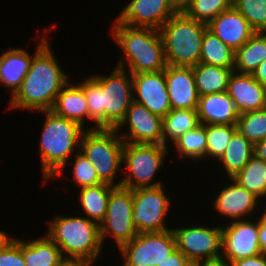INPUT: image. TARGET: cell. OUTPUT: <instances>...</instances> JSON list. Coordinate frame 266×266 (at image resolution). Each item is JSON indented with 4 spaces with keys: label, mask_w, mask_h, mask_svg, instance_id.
<instances>
[{
    "label": "cell",
    "mask_w": 266,
    "mask_h": 266,
    "mask_svg": "<svg viewBox=\"0 0 266 266\" xmlns=\"http://www.w3.org/2000/svg\"><path fill=\"white\" fill-rule=\"evenodd\" d=\"M227 93L240 113L266 107V87L256 81L252 74L233 71L229 78Z\"/></svg>",
    "instance_id": "44dd1931"
},
{
    "label": "cell",
    "mask_w": 266,
    "mask_h": 266,
    "mask_svg": "<svg viewBox=\"0 0 266 266\" xmlns=\"http://www.w3.org/2000/svg\"><path fill=\"white\" fill-rule=\"evenodd\" d=\"M51 46L49 41L33 57L20 88L9 98L7 109L33 113L51 111L58 93L72 79L62 68Z\"/></svg>",
    "instance_id": "7a4b0ae2"
},
{
    "label": "cell",
    "mask_w": 266,
    "mask_h": 266,
    "mask_svg": "<svg viewBox=\"0 0 266 266\" xmlns=\"http://www.w3.org/2000/svg\"><path fill=\"white\" fill-rule=\"evenodd\" d=\"M243 188L256 195L266 206V161L253 155L245 167L233 177Z\"/></svg>",
    "instance_id": "1f68e13d"
},
{
    "label": "cell",
    "mask_w": 266,
    "mask_h": 266,
    "mask_svg": "<svg viewBox=\"0 0 266 266\" xmlns=\"http://www.w3.org/2000/svg\"><path fill=\"white\" fill-rule=\"evenodd\" d=\"M236 124L206 125V161L215 163L224 154L225 149L237 132Z\"/></svg>",
    "instance_id": "d6a6232c"
},
{
    "label": "cell",
    "mask_w": 266,
    "mask_h": 266,
    "mask_svg": "<svg viewBox=\"0 0 266 266\" xmlns=\"http://www.w3.org/2000/svg\"><path fill=\"white\" fill-rule=\"evenodd\" d=\"M56 27L54 24L52 27H46L42 31V38L39 42H36L35 51L29 53L22 47H11L0 54V85L5 87V90L10 93L12 97L16 91L20 88L22 81L30 69V65L33 57L49 42L47 33ZM48 31V32H47Z\"/></svg>",
    "instance_id": "e0dca14e"
},
{
    "label": "cell",
    "mask_w": 266,
    "mask_h": 266,
    "mask_svg": "<svg viewBox=\"0 0 266 266\" xmlns=\"http://www.w3.org/2000/svg\"><path fill=\"white\" fill-rule=\"evenodd\" d=\"M266 59V32H256L241 48L235 51L234 71L252 74Z\"/></svg>",
    "instance_id": "f1b7e54d"
},
{
    "label": "cell",
    "mask_w": 266,
    "mask_h": 266,
    "mask_svg": "<svg viewBox=\"0 0 266 266\" xmlns=\"http://www.w3.org/2000/svg\"><path fill=\"white\" fill-rule=\"evenodd\" d=\"M109 73L76 80L88 103L90 130L115 129L133 102L132 74L116 66Z\"/></svg>",
    "instance_id": "6da1fadb"
},
{
    "label": "cell",
    "mask_w": 266,
    "mask_h": 266,
    "mask_svg": "<svg viewBox=\"0 0 266 266\" xmlns=\"http://www.w3.org/2000/svg\"><path fill=\"white\" fill-rule=\"evenodd\" d=\"M166 185L142 187L132 190V224L138 233L162 232L171 229L166 220L172 209V201ZM170 211V212H169Z\"/></svg>",
    "instance_id": "9c48e42d"
},
{
    "label": "cell",
    "mask_w": 266,
    "mask_h": 266,
    "mask_svg": "<svg viewBox=\"0 0 266 266\" xmlns=\"http://www.w3.org/2000/svg\"><path fill=\"white\" fill-rule=\"evenodd\" d=\"M207 25L208 29L234 51L241 48L256 33L233 6L220 13Z\"/></svg>",
    "instance_id": "ffe728a7"
},
{
    "label": "cell",
    "mask_w": 266,
    "mask_h": 266,
    "mask_svg": "<svg viewBox=\"0 0 266 266\" xmlns=\"http://www.w3.org/2000/svg\"><path fill=\"white\" fill-rule=\"evenodd\" d=\"M116 187L101 183L95 186L84 187L77 193V203H79L82 213L79 215L85 216L100 225L107 214V206L109 196Z\"/></svg>",
    "instance_id": "d4e9b609"
},
{
    "label": "cell",
    "mask_w": 266,
    "mask_h": 266,
    "mask_svg": "<svg viewBox=\"0 0 266 266\" xmlns=\"http://www.w3.org/2000/svg\"><path fill=\"white\" fill-rule=\"evenodd\" d=\"M257 219V220H256ZM222 222V255L228 263L262 253L259 245L258 217Z\"/></svg>",
    "instance_id": "5bb4252c"
},
{
    "label": "cell",
    "mask_w": 266,
    "mask_h": 266,
    "mask_svg": "<svg viewBox=\"0 0 266 266\" xmlns=\"http://www.w3.org/2000/svg\"><path fill=\"white\" fill-rule=\"evenodd\" d=\"M253 155L254 145L237 131L225 149L224 154L216 162V167H220L217 168L218 170L220 169L218 174L221 172L225 174L219 176L222 178L225 176L226 179L233 178L245 167ZM221 169L223 170L221 171Z\"/></svg>",
    "instance_id": "cb8c5ba5"
},
{
    "label": "cell",
    "mask_w": 266,
    "mask_h": 266,
    "mask_svg": "<svg viewBox=\"0 0 266 266\" xmlns=\"http://www.w3.org/2000/svg\"><path fill=\"white\" fill-rule=\"evenodd\" d=\"M34 240L22 239L26 266H57L64 257L60 248L43 232Z\"/></svg>",
    "instance_id": "484cf974"
},
{
    "label": "cell",
    "mask_w": 266,
    "mask_h": 266,
    "mask_svg": "<svg viewBox=\"0 0 266 266\" xmlns=\"http://www.w3.org/2000/svg\"><path fill=\"white\" fill-rule=\"evenodd\" d=\"M41 114L45 119L39 133L38 154L43 178L40 183L45 185L52 179H60L65 167H69V160L79 151L86 129L75 121L56 116L52 111H41Z\"/></svg>",
    "instance_id": "3957f363"
},
{
    "label": "cell",
    "mask_w": 266,
    "mask_h": 266,
    "mask_svg": "<svg viewBox=\"0 0 266 266\" xmlns=\"http://www.w3.org/2000/svg\"><path fill=\"white\" fill-rule=\"evenodd\" d=\"M229 266H266V253L234 260Z\"/></svg>",
    "instance_id": "ab89813d"
},
{
    "label": "cell",
    "mask_w": 266,
    "mask_h": 266,
    "mask_svg": "<svg viewBox=\"0 0 266 266\" xmlns=\"http://www.w3.org/2000/svg\"><path fill=\"white\" fill-rule=\"evenodd\" d=\"M200 63L234 69L235 51L207 29L202 39Z\"/></svg>",
    "instance_id": "4dcf8cb0"
},
{
    "label": "cell",
    "mask_w": 266,
    "mask_h": 266,
    "mask_svg": "<svg viewBox=\"0 0 266 266\" xmlns=\"http://www.w3.org/2000/svg\"><path fill=\"white\" fill-rule=\"evenodd\" d=\"M230 7L227 0H190L181 10L188 17L208 24Z\"/></svg>",
    "instance_id": "e575fe53"
},
{
    "label": "cell",
    "mask_w": 266,
    "mask_h": 266,
    "mask_svg": "<svg viewBox=\"0 0 266 266\" xmlns=\"http://www.w3.org/2000/svg\"><path fill=\"white\" fill-rule=\"evenodd\" d=\"M177 226L172 230L177 249L191 262L210 260L222 255V224L210 226L208 222ZM208 223V225H207Z\"/></svg>",
    "instance_id": "30bf717a"
},
{
    "label": "cell",
    "mask_w": 266,
    "mask_h": 266,
    "mask_svg": "<svg viewBox=\"0 0 266 266\" xmlns=\"http://www.w3.org/2000/svg\"><path fill=\"white\" fill-rule=\"evenodd\" d=\"M172 109H197L199 95L192 67L167 65L164 69Z\"/></svg>",
    "instance_id": "d6986e66"
},
{
    "label": "cell",
    "mask_w": 266,
    "mask_h": 266,
    "mask_svg": "<svg viewBox=\"0 0 266 266\" xmlns=\"http://www.w3.org/2000/svg\"><path fill=\"white\" fill-rule=\"evenodd\" d=\"M198 125L197 109H171L162 119L163 145L169 147L178 137Z\"/></svg>",
    "instance_id": "83f0119b"
},
{
    "label": "cell",
    "mask_w": 266,
    "mask_h": 266,
    "mask_svg": "<svg viewBox=\"0 0 266 266\" xmlns=\"http://www.w3.org/2000/svg\"><path fill=\"white\" fill-rule=\"evenodd\" d=\"M94 263L84 258L63 257L57 266H93Z\"/></svg>",
    "instance_id": "b9f144b4"
},
{
    "label": "cell",
    "mask_w": 266,
    "mask_h": 266,
    "mask_svg": "<svg viewBox=\"0 0 266 266\" xmlns=\"http://www.w3.org/2000/svg\"><path fill=\"white\" fill-rule=\"evenodd\" d=\"M208 25L181 9L160 29L167 65L193 67L200 63L201 45Z\"/></svg>",
    "instance_id": "8992f818"
},
{
    "label": "cell",
    "mask_w": 266,
    "mask_h": 266,
    "mask_svg": "<svg viewBox=\"0 0 266 266\" xmlns=\"http://www.w3.org/2000/svg\"><path fill=\"white\" fill-rule=\"evenodd\" d=\"M169 151L165 145L124 142L120 187L133 190L163 185L165 181L156 179V175L166 164Z\"/></svg>",
    "instance_id": "ba28073f"
},
{
    "label": "cell",
    "mask_w": 266,
    "mask_h": 266,
    "mask_svg": "<svg viewBox=\"0 0 266 266\" xmlns=\"http://www.w3.org/2000/svg\"><path fill=\"white\" fill-rule=\"evenodd\" d=\"M254 155L266 161V138L254 145Z\"/></svg>",
    "instance_id": "f6af8a7d"
},
{
    "label": "cell",
    "mask_w": 266,
    "mask_h": 266,
    "mask_svg": "<svg viewBox=\"0 0 266 266\" xmlns=\"http://www.w3.org/2000/svg\"><path fill=\"white\" fill-rule=\"evenodd\" d=\"M133 101L164 117L172 109L164 70L132 74Z\"/></svg>",
    "instance_id": "ac0fdd59"
},
{
    "label": "cell",
    "mask_w": 266,
    "mask_h": 266,
    "mask_svg": "<svg viewBox=\"0 0 266 266\" xmlns=\"http://www.w3.org/2000/svg\"><path fill=\"white\" fill-rule=\"evenodd\" d=\"M233 7L256 32H266V0H238Z\"/></svg>",
    "instance_id": "8d00e7d4"
},
{
    "label": "cell",
    "mask_w": 266,
    "mask_h": 266,
    "mask_svg": "<svg viewBox=\"0 0 266 266\" xmlns=\"http://www.w3.org/2000/svg\"><path fill=\"white\" fill-rule=\"evenodd\" d=\"M0 266H26L22 238L10 236L4 230H0Z\"/></svg>",
    "instance_id": "74e56055"
},
{
    "label": "cell",
    "mask_w": 266,
    "mask_h": 266,
    "mask_svg": "<svg viewBox=\"0 0 266 266\" xmlns=\"http://www.w3.org/2000/svg\"><path fill=\"white\" fill-rule=\"evenodd\" d=\"M223 181V183L218 182V184L222 186L223 184L225 185V182L228 183L224 187H219L220 189H218L215 198L213 196V200L210 203H212V211H216H213V213H218L222 218L227 219V221L225 219L222 220L224 224L235 220L254 218V216L258 217L262 213L260 210L264 211L266 209L264 202L250 191L241 187L233 178H229V180L224 178ZM256 210L261 213H257Z\"/></svg>",
    "instance_id": "4fadbf2b"
},
{
    "label": "cell",
    "mask_w": 266,
    "mask_h": 266,
    "mask_svg": "<svg viewBox=\"0 0 266 266\" xmlns=\"http://www.w3.org/2000/svg\"><path fill=\"white\" fill-rule=\"evenodd\" d=\"M192 263L176 249L167 258L157 266H191Z\"/></svg>",
    "instance_id": "f35d334b"
},
{
    "label": "cell",
    "mask_w": 266,
    "mask_h": 266,
    "mask_svg": "<svg viewBox=\"0 0 266 266\" xmlns=\"http://www.w3.org/2000/svg\"><path fill=\"white\" fill-rule=\"evenodd\" d=\"M174 3L181 9L190 0H173Z\"/></svg>",
    "instance_id": "bcb514c9"
},
{
    "label": "cell",
    "mask_w": 266,
    "mask_h": 266,
    "mask_svg": "<svg viewBox=\"0 0 266 266\" xmlns=\"http://www.w3.org/2000/svg\"><path fill=\"white\" fill-rule=\"evenodd\" d=\"M237 130L253 145L266 138V107L241 113Z\"/></svg>",
    "instance_id": "836d02e7"
},
{
    "label": "cell",
    "mask_w": 266,
    "mask_h": 266,
    "mask_svg": "<svg viewBox=\"0 0 266 266\" xmlns=\"http://www.w3.org/2000/svg\"><path fill=\"white\" fill-rule=\"evenodd\" d=\"M162 119V117L151 113L144 105L133 101L124 119L115 130L123 141L127 143L163 145ZM125 127L126 130L124 129Z\"/></svg>",
    "instance_id": "9a60e30c"
},
{
    "label": "cell",
    "mask_w": 266,
    "mask_h": 266,
    "mask_svg": "<svg viewBox=\"0 0 266 266\" xmlns=\"http://www.w3.org/2000/svg\"><path fill=\"white\" fill-rule=\"evenodd\" d=\"M191 266H229V263L223 257H219L216 259L196 261Z\"/></svg>",
    "instance_id": "ee69618b"
},
{
    "label": "cell",
    "mask_w": 266,
    "mask_h": 266,
    "mask_svg": "<svg viewBox=\"0 0 266 266\" xmlns=\"http://www.w3.org/2000/svg\"><path fill=\"white\" fill-rule=\"evenodd\" d=\"M199 96L227 92L229 78L234 69L198 63L192 67Z\"/></svg>",
    "instance_id": "4316f807"
},
{
    "label": "cell",
    "mask_w": 266,
    "mask_h": 266,
    "mask_svg": "<svg viewBox=\"0 0 266 266\" xmlns=\"http://www.w3.org/2000/svg\"><path fill=\"white\" fill-rule=\"evenodd\" d=\"M109 28L110 37L121 49L116 67L131 74L158 72L167 67L158 29L127 26L116 18Z\"/></svg>",
    "instance_id": "277c9868"
},
{
    "label": "cell",
    "mask_w": 266,
    "mask_h": 266,
    "mask_svg": "<svg viewBox=\"0 0 266 266\" xmlns=\"http://www.w3.org/2000/svg\"><path fill=\"white\" fill-rule=\"evenodd\" d=\"M197 114L200 124H237L240 112L227 92L199 96Z\"/></svg>",
    "instance_id": "603a6c76"
},
{
    "label": "cell",
    "mask_w": 266,
    "mask_h": 266,
    "mask_svg": "<svg viewBox=\"0 0 266 266\" xmlns=\"http://www.w3.org/2000/svg\"><path fill=\"white\" fill-rule=\"evenodd\" d=\"M51 111L56 116L75 121L90 130L88 103L83 88L77 82L70 80L62 88Z\"/></svg>",
    "instance_id": "7402d4cb"
},
{
    "label": "cell",
    "mask_w": 266,
    "mask_h": 266,
    "mask_svg": "<svg viewBox=\"0 0 266 266\" xmlns=\"http://www.w3.org/2000/svg\"><path fill=\"white\" fill-rule=\"evenodd\" d=\"M115 18L124 25L160 29L180 9L173 0H129Z\"/></svg>",
    "instance_id": "2e32d148"
},
{
    "label": "cell",
    "mask_w": 266,
    "mask_h": 266,
    "mask_svg": "<svg viewBox=\"0 0 266 266\" xmlns=\"http://www.w3.org/2000/svg\"><path fill=\"white\" fill-rule=\"evenodd\" d=\"M231 6H233L238 0H227Z\"/></svg>",
    "instance_id": "7dc6e473"
},
{
    "label": "cell",
    "mask_w": 266,
    "mask_h": 266,
    "mask_svg": "<svg viewBox=\"0 0 266 266\" xmlns=\"http://www.w3.org/2000/svg\"><path fill=\"white\" fill-rule=\"evenodd\" d=\"M50 219L45 223V234L60 248L64 257L98 262L104 249L99 224L79 214H59Z\"/></svg>",
    "instance_id": "5b68a950"
},
{
    "label": "cell",
    "mask_w": 266,
    "mask_h": 266,
    "mask_svg": "<svg viewBox=\"0 0 266 266\" xmlns=\"http://www.w3.org/2000/svg\"><path fill=\"white\" fill-rule=\"evenodd\" d=\"M132 213V190L116 187L109 196L107 214L99 225L101 242L104 247L107 243L106 240L109 239L114 240L111 242H114L115 247L119 249L138 234L131 221Z\"/></svg>",
    "instance_id": "7c38bea8"
},
{
    "label": "cell",
    "mask_w": 266,
    "mask_h": 266,
    "mask_svg": "<svg viewBox=\"0 0 266 266\" xmlns=\"http://www.w3.org/2000/svg\"><path fill=\"white\" fill-rule=\"evenodd\" d=\"M177 249L174 232L138 233L119 249L122 266H157Z\"/></svg>",
    "instance_id": "8fae6325"
},
{
    "label": "cell",
    "mask_w": 266,
    "mask_h": 266,
    "mask_svg": "<svg viewBox=\"0 0 266 266\" xmlns=\"http://www.w3.org/2000/svg\"><path fill=\"white\" fill-rule=\"evenodd\" d=\"M72 157H74L73 161L72 158L69 160V162L71 161L69 163L70 167L73 163L72 170L70 171L72 175L70 176H72L71 180L78 189L102 183L96 174L93 163H91L81 151H78Z\"/></svg>",
    "instance_id": "d590c367"
},
{
    "label": "cell",
    "mask_w": 266,
    "mask_h": 266,
    "mask_svg": "<svg viewBox=\"0 0 266 266\" xmlns=\"http://www.w3.org/2000/svg\"><path fill=\"white\" fill-rule=\"evenodd\" d=\"M174 153L178 158H184V160H193L194 163L203 161L206 163V125L200 124L196 128L189 130L180 137H178L172 145ZM181 157V158H180ZM203 160V161H202Z\"/></svg>",
    "instance_id": "f546056e"
},
{
    "label": "cell",
    "mask_w": 266,
    "mask_h": 266,
    "mask_svg": "<svg viewBox=\"0 0 266 266\" xmlns=\"http://www.w3.org/2000/svg\"><path fill=\"white\" fill-rule=\"evenodd\" d=\"M259 245L262 253H266V209L258 216Z\"/></svg>",
    "instance_id": "60d3db41"
},
{
    "label": "cell",
    "mask_w": 266,
    "mask_h": 266,
    "mask_svg": "<svg viewBox=\"0 0 266 266\" xmlns=\"http://www.w3.org/2000/svg\"><path fill=\"white\" fill-rule=\"evenodd\" d=\"M123 146L124 141L115 129L99 128L83 133L79 151L93 163L102 183L120 187L122 176L119 173L122 174Z\"/></svg>",
    "instance_id": "52a82bcc"
},
{
    "label": "cell",
    "mask_w": 266,
    "mask_h": 266,
    "mask_svg": "<svg viewBox=\"0 0 266 266\" xmlns=\"http://www.w3.org/2000/svg\"><path fill=\"white\" fill-rule=\"evenodd\" d=\"M252 76L262 86L266 87V59L259 64Z\"/></svg>",
    "instance_id": "7bdbcfd3"
}]
</instances>
